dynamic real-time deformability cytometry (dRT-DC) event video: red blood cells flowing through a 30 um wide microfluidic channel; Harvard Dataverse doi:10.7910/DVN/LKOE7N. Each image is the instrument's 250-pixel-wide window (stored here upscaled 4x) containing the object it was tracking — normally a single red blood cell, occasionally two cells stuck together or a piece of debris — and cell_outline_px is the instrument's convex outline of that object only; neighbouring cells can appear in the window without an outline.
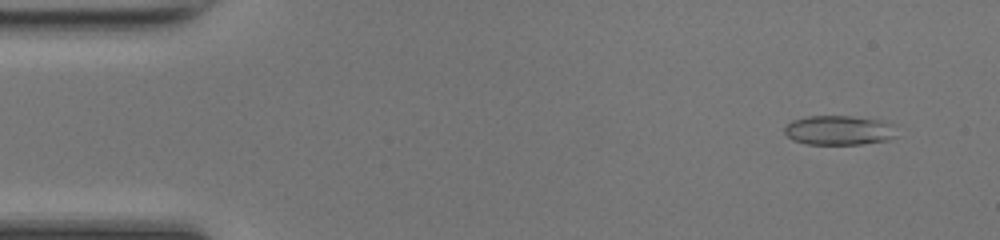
{"species": "common noctule bat (a hibernating species)", "species_latin": "Nyctalus noctula", "temperature_condition": "room temperature", "stored_images_in_passage": 48, "camera_frame_rate_fps": 3000, "um_per_image_px": 0.085, "animal": {"sex": "female", "body_mass_g": 17.0, "forearm_length_mm": 48.0}, "frame": {"image": 1, "passage_image": 4, "time_ms": 1.0, "image_size_px": [1000, 240], "cell_outline_px": [[896, 136], [888, 140], [860, 144], [808, 144], [792, 140], [784, 132], [784, 128], [792, 120], [808, 116], [852, 116], [880, 120], [896, 124]], "centroid_in_image_um": [71.35, 11.07], "position_along_channel_um": 13.7, "area_um2": 19.42}}
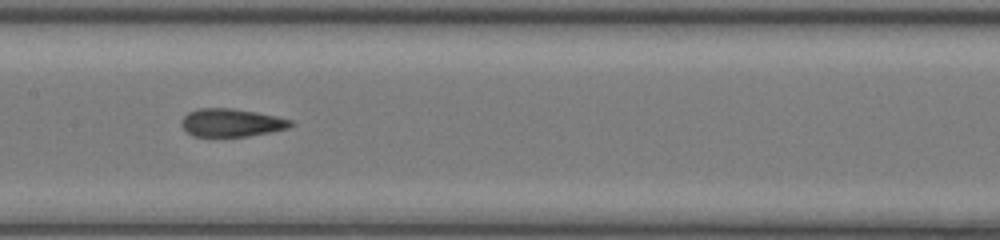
{"frame": {"image": 2, "passage_image": 24, "time_ms": 7.667, "image_size_px": [1000, 240], "cell_outline_px": [[296, 124], [288, 128], [272, 132], [248, 136], [192, 136], [180, 124], [180, 120], [188, 112], [196, 108], [232, 108], [256, 112], [276, 116], [292, 120]], "centroid_in_image_um": [19.68, 10.42], "position_along_channel_um": 187.7, "area_um2": 17.98}}
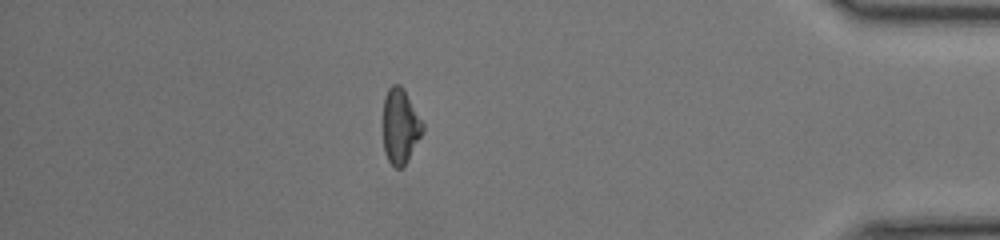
{"frame": {"image": 3, "passage_image": 42, "time_ms": 13.667, "image_size_px": [1000, 240], "cell_outline_px": [[424, 132], [404, 168], [396, 168], [388, 160], [384, 152], [384, 96], [388, 88], [392, 84], [400, 84], [404, 88], [424, 124]], "centroid_in_image_um": [34.05, 10.73], "position_along_channel_um": 401.2, "area_um2": 17.57}, "authors_computed_cell_mechanics": {"area_um2": 18.207, "velocity_mm_per_s": 4.3261, "shape_relaxation_time_tau1_ms": null, "shape_relaxation_time_tau2_ms": 1.7916, "deformation_change_tau1": null, "deformation_change_tau2": 0.0804}}